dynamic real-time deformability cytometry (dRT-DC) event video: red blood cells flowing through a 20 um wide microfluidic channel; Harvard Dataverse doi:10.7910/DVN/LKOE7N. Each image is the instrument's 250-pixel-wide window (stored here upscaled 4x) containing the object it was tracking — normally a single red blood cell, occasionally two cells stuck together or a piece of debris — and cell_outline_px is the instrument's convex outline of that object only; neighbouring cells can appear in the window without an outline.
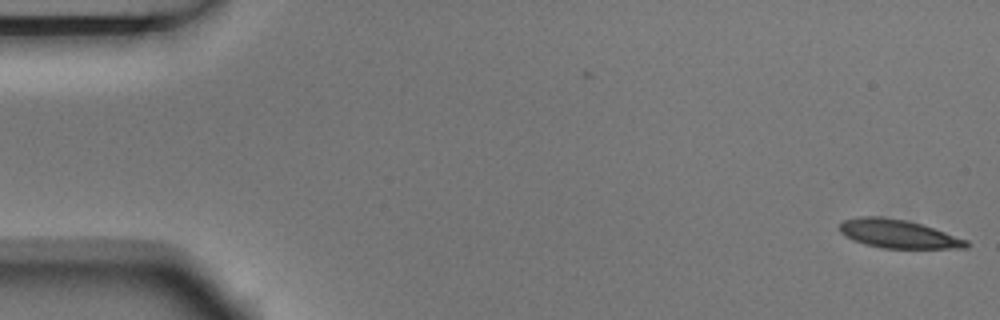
{"species": "Egyptian fruit bat (a non-hibernating species)", "species_latin": "Rousettus aegyptiacus", "temperature_condition": "room temperature", "stored_images_in_passage": 4, "camera_frame_rate_fps": 3000, "um_per_image_px": 0.085, "animal": {"sex": "male"}, "frame": {"image": 1, "passage_image": 1, "time_ms": 0.0, "image_size_px": [1000, 320], "cell_outline_px": [[968, 248], [880, 248], [864, 244], [852, 240], [844, 236], [840, 232], [840, 224], [844, 220], [860, 216], [880, 216], [904, 220], [920, 224], [968, 240]], "centroid_in_image_um": [76.29, 19.88], "position_along_channel_um": 8.7, "area_um2": 20.87}}
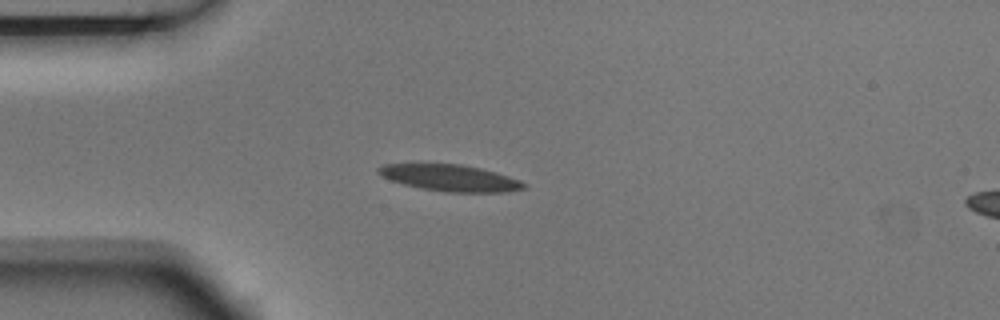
{"frame": {"image": 2, "passage_image": 4, "time_ms": 1.0, "image_size_px": [1000, 320], "cell_outline_px": [[528, 184], [524, 188], [508, 192], [444, 192], [420, 188], [404, 184], [392, 180], [376, 172], [376, 168], [384, 164], [460, 164], [480, 168], [496, 172], [520, 180]], "centroid_in_image_um": [38.29, 15.13], "position_along_channel_um": 46.7, "area_um2": 22.37}}